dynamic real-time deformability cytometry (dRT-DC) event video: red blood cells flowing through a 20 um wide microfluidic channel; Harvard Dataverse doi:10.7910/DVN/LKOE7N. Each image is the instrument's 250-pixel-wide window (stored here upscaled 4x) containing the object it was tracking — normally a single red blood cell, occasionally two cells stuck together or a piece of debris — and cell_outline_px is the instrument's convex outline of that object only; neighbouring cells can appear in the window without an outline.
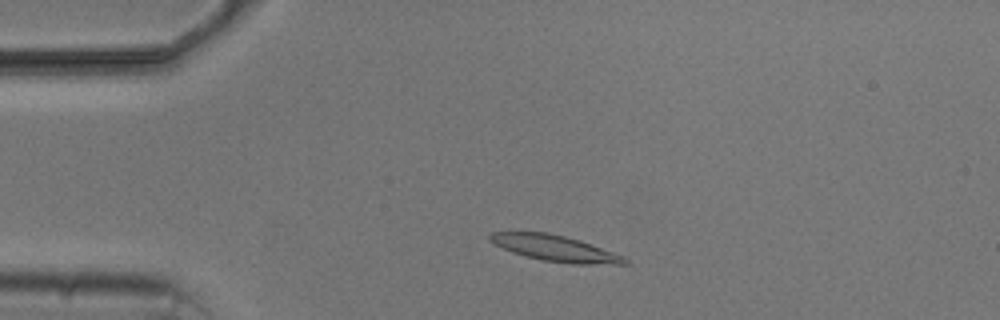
{"species": "common noctule bat (a hibernating species)", "species_latin": "Nyctalus noctula", "temperature_condition": "cold", "stored_images_in_passage": 3, "camera_frame_rate_fps": 3000, "um_per_image_px": 0.085, "animal": {"sex": "male", "body_mass_g": 20.5, "forearm_length_mm": 52.5}, "frame": {"image": 1, "passage_image": 2, "time_ms": 1.333, "image_size_px": [1000, 320], "cell_outline_px": [[628, 264], [572, 264], [544, 260], [512, 252], [488, 240], [488, 236], [492, 232], [548, 232], [580, 240], [624, 256], [628, 260]], "centroid_in_image_um": [47.21, 21.1], "position_along_channel_um": 37.8, "area_um2": 20.17}}